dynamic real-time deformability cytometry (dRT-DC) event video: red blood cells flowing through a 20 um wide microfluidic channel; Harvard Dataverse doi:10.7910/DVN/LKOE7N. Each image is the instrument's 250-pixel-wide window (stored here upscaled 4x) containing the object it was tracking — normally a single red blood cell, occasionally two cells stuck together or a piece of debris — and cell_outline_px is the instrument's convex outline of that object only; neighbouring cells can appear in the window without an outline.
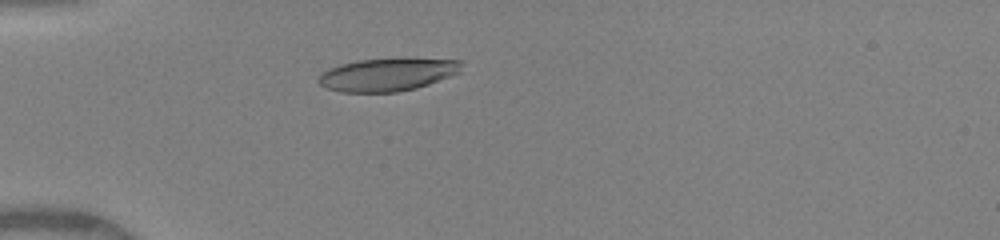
{"species": "human", "species_latin": "Homo sapiens", "temperature_condition": "warm", "stored_images_in_passage": 35, "camera_frame_rate_fps": 3000, "um_per_image_px": 0.085, "donor": {"sex": "female"}, "frame": {"image": 1, "passage_image": 1, "time_ms": 0.0, "image_size_px": [1000, 240], "cell_outline_px": [[460, 72], [428, 84], [416, 88], [396, 92], [340, 92], [328, 88], [320, 84], [316, 80], [320, 72], [328, 68], [340, 64], [360, 60], [404, 56], [408, 56], [460, 60]], "centroid_in_image_um": [32.92, 6.3], "position_along_channel_um": 52.1, "area_um2": 28.09}}
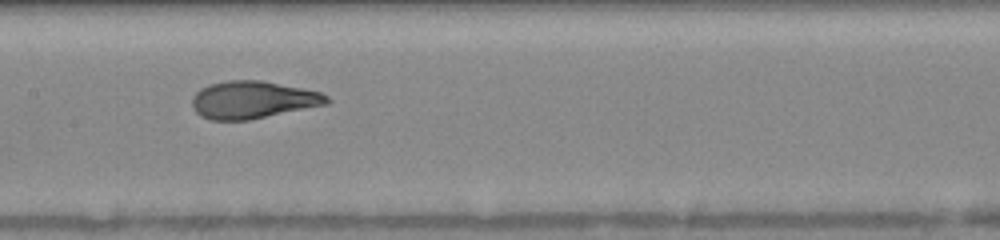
{"frame": {"image": 2, "passage_image": 12, "time_ms": 3.667, "image_size_px": [1000, 240], "cell_outline_px": [[332, 100], [328, 104], [248, 120], [212, 120], [200, 116], [192, 108], [192, 96], [200, 88], [208, 84], [228, 80], [260, 80], [320, 92], [328, 96]], "centroid_in_image_um": [21.46, 8.48], "position_along_channel_um": 185.9, "area_um2": 29.42}}
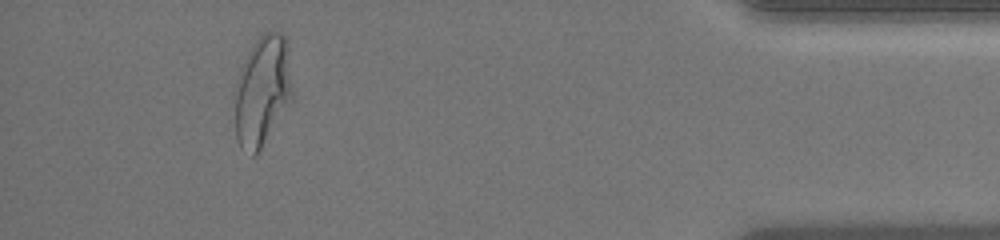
{"frame": {"image": 3, "passage_image": 32, "time_ms": 10.333, "image_size_px": [1000, 240], "cell_outline_px": [[292, 100], [256, 156], [252, 156], [240, 148], [236, 136], [232, 104], [236, 80], [240, 68], [248, 52], [256, 40], [264, 32], [280, 32], [288, 40], [292, 88]], "centroid_in_image_um": [22.27, 7.74], "position_along_channel_um": 412.9, "area_um2": 37.92}, "authors_computed_cell_mechanics": {"area_um2": 29.8248, "velocity_mm_per_s": 4.1253, "shape_relaxation_time_tau1_ms": 3.586, "shape_relaxation_time_tau2_ms": null, "deformation_change_tau1": 0.1869, "deformation_change_tau2": null}}